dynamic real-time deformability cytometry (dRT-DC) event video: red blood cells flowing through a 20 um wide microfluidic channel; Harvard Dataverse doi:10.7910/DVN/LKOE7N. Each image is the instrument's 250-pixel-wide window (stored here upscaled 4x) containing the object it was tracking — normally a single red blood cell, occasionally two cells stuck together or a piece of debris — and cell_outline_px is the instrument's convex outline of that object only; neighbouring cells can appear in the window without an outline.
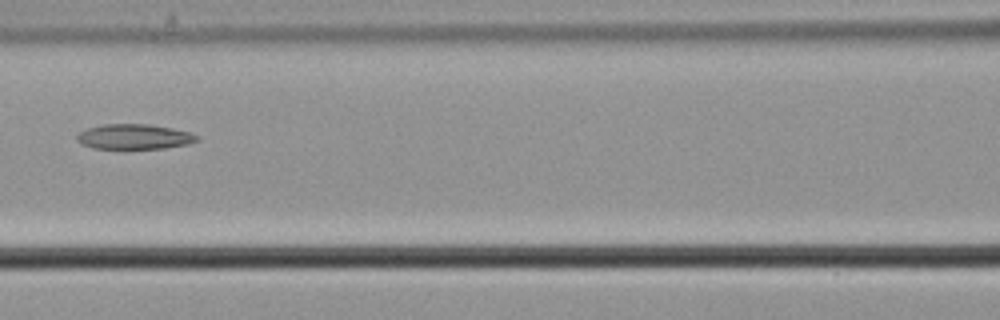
{"species": "common noctule bat (a hibernating species)", "species_latin": "Nyctalus noctula", "temperature_condition": "cold", "stored_images_in_passage": 6, "camera_frame_rate_fps": 3000, "um_per_image_px": 0.085, "animal": {"sex": "male", "body_mass_g": 21.5, "forearm_length_mm": 52.0}, "frame": {"image": 1, "passage_image": 4, "time_ms": 1.0, "image_size_px": [1000, 320], "cell_outline_px": [[200, 140], [188, 144], [164, 148], [92, 148], [80, 144], [76, 140], [76, 136], [80, 132], [88, 128], [104, 124], [148, 124], [172, 128], [192, 132], [200, 136]], "centroid_in_image_um": [11.44, 11.61], "position_along_channel_um": 155.2, "area_um2": 17.63}}
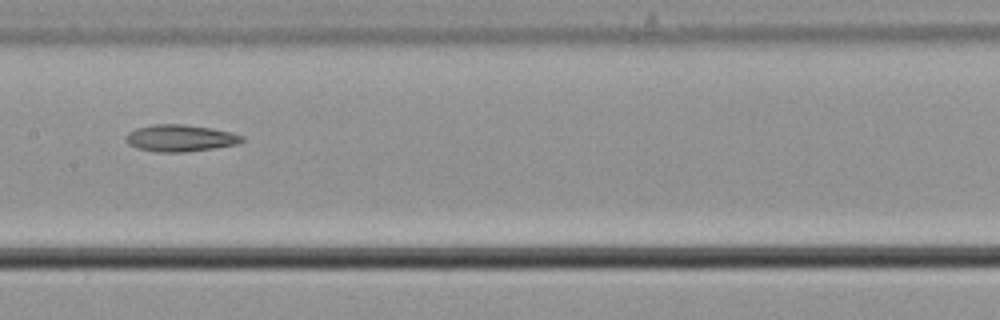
{"frame": {"image": 2, "passage_image": 5, "time_ms": 1.333, "image_size_px": [1000, 320], "cell_outline_px": [[244, 140], [236, 144], [212, 148], [184, 152], [156, 152], [136, 148], [128, 144], [124, 136], [128, 132], [136, 128], [152, 124], [184, 124], [212, 128], [232, 132], [244, 136]], "centroid_in_image_um": [15.28, 11.73], "position_along_channel_um": 192.1, "area_um2": 18.26}}
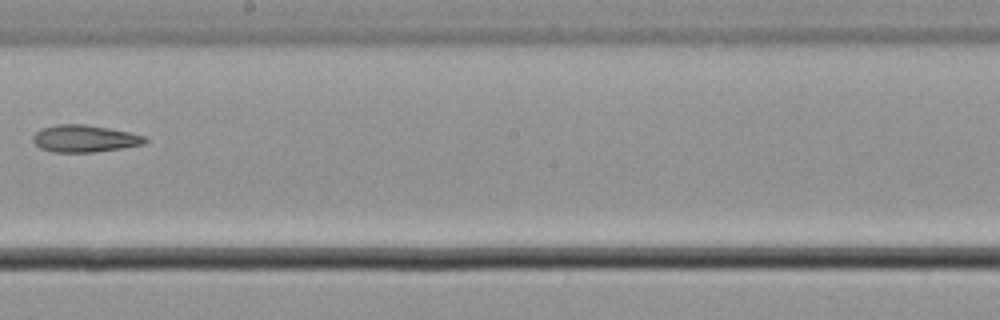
{"frame": {"image": 3, "passage_image": 6, "time_ms": 1.667, "image_size_px": [1000, 320], "cell_outline_px": [[148, 140], [144, 144], [120, 148], [92, 152], [52, 152], [40, 148], [32, 140], [32, 136], [40, 128], [56, 124], [84, 124], [108, 128], [128, 132], [144, 136]], "centroid_in_image_um": [7.14, 11.77], "position_along_channel_um": 241.1, "area_um2": 17.63}}